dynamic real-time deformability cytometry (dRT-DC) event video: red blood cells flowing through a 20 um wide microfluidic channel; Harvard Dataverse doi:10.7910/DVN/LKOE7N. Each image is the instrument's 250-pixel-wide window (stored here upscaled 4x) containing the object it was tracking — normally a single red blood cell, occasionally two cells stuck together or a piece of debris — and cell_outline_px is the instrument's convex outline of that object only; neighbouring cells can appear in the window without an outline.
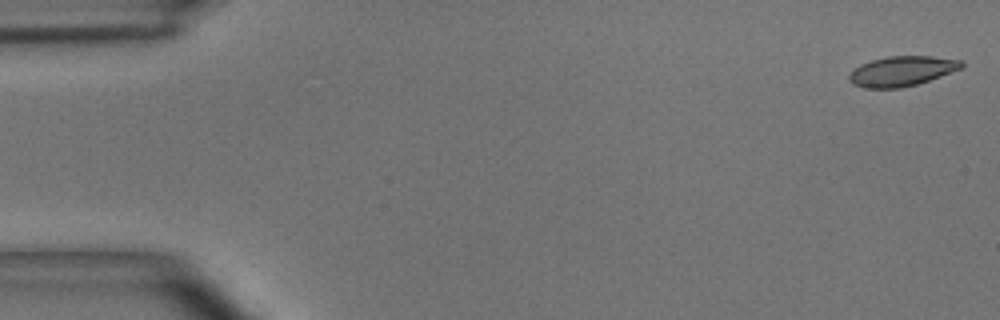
{"species": "common noctule bat (a hibernating species)", "species_latin": "Nyctalus noctula", "temperature_condition": "room temperature", "stored_images_in_passage": 55, "camera_frame_rate_fps": 3000, "um_per_image_px": 0.085, "animal": {"sex": "male", "body_mass_g": 15.6}, "frame": {"image": 1, "passage_image": 1, "time_ms": 0.0, "image_size_px": [1000, 320], "cell_outline_px": [[964, 64], [960, 68], [940, 76], [916, 84], [900, 88], [864, 88], [852, 84], [848, 80], [848, 76], [860, 64], [872, 60], [888, 56], [932, 56], [964, 60]], "centroid_in_image_um": [76.64, 6.04], "position_along_channel_um": 8.4, "area_um2": 19.48}}
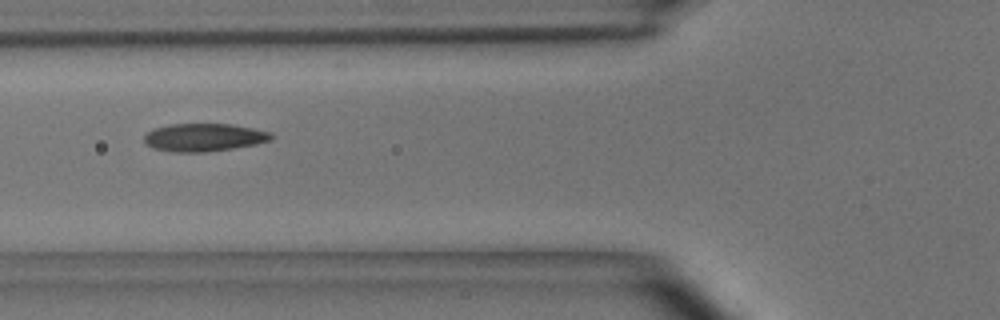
{"frame": {"image": 2, "passage_image": 20, "time_ms": 6.333, "image_size_px": [1000, 320], "cell_outline_px": [[276, 136], [272, 140], [256, 144], [232, 148], [204, 152], [176, 152], [156, 148], [144, 144], [144, 136], [152, 128], [172, 124], [232, 124], [272, 132]], "centroid_in_image_um": [17.37, 11.67], "position_along_channel_um": 108.4, "area_um2": 20.69}}
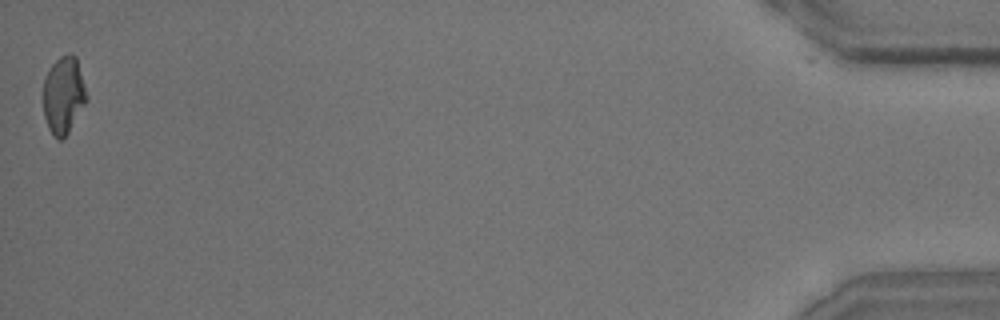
{"frame": {"image": 3, "passage_image": 54, "time_ms": 17.667, "image_size_px": [1000, 320], "cell_outline_px": [[88, 100], [68, 132], [60, 140], [48, 128], [44, 116], [44, 76], [48, 68], [60, 56], [68, 52], [72, 52], [76, 56], [88, 96]], "centroid_in_image_um": [5.41, 8.02], "position_along_channel_um": 429.8, "area_um2": 19.54}, "authors_computed_cell_mechanics": {"area_um2": 20.23, "velocity_mm_per_s": 3.6508, "shape_relaxation_time_tau1_ms": 4.0242, "shape_relaxation_time_tau2_ms": 1.9022, "deformation_change_tau1": 0.1506, "deformation_change_tau2": 0.0698}}